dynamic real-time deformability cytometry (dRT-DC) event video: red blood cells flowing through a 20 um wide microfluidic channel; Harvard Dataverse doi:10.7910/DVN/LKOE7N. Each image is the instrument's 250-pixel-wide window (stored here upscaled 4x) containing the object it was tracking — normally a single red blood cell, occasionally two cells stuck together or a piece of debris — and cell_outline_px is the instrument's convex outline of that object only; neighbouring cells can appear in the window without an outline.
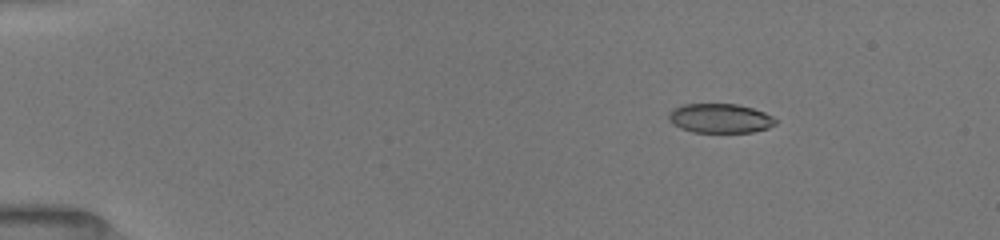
{"species": "common noctule bat (a hibernating species)", "species_latin": "Nyctalus noctula", "temperature_condition": "room temperature", "stored_images_in_passage": 45, "camera_frame_rate_fps": 3000, "um_per_image_px": 0.085, "animal": {"sex": "female", "body_mass_g": 19.5, "forearm_length_mm": 54.1}, "frame": {"image": 1, "passage_image": 7, "time_ms": 2.333, "image_size_px": [1000, 240], "cell_outline_px": [[776, 124], [768, 128], [752, 132], [692, 132], [680, 128], [672, 124], [668, 120], [668, 112], [672, 108], [684, 104], [736, 104], [752, 108], [764, 112], [772, 116], [776, 120]], "centroid_in_image_um": [61.16, 10.05], "position_along_channel_um": 23.8, "area_um2": 18.38}}
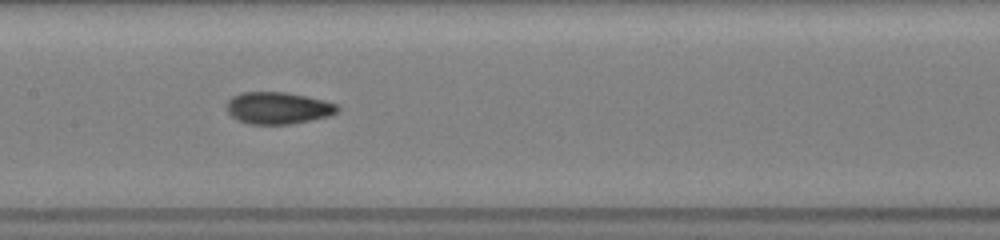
{"frame": {"image": 2, "passage_image": 22, "time_ms": 8.667, "image_size_px": [1000, 240], "cell_outline_px": [[340, 108], [336, 112], [328, 116], [292, 124], [248, 124], [236, 120], [228, 112], [228, 100], [232, 96], [240, 92], [284, 92], [324, 100], [336, 104]], "centroid_in_image_um": [23.61, 9.18], "position_along_channel_um": 183.8, "area_um2": 20.52}}
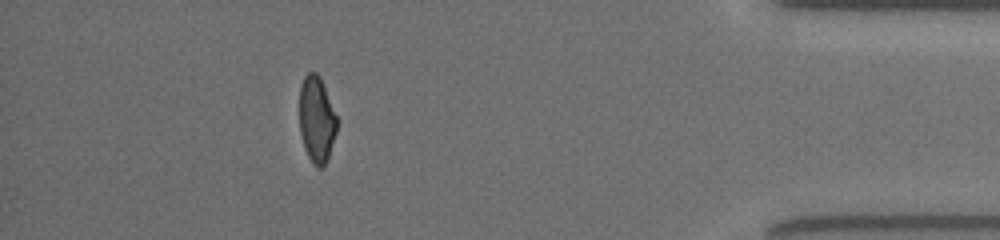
{"frame": {"image": 3, "passage_image": 40, "time_ms": 15.333, "image_size_px": [1000, 240], "cell_outline_px": [[336, 132], [328, 156], [324, 164], [320, 168], [316, 168], [312, 164], [308, 156], [300, 132], [300, 88], [304, 76], [308, 72], [316, 72], [320, 76], [336, 116]], "centroid_in_image_um": [26.9, 10.14], "position_along_channel_um": 408.3, "area_um2": 18.44}, "authors_computed_cell_mechanics": {"area_um2": 19.4786, "velocity_mm_per_s": 4.0157, "shape_relaxation_time_tau1_ms": 5.2197, "shape_relaxation_time_tau2_ms": 1.5603, "deformation_change_tau1": 0.1716, "deformation_change_tau2": 0.0637}}